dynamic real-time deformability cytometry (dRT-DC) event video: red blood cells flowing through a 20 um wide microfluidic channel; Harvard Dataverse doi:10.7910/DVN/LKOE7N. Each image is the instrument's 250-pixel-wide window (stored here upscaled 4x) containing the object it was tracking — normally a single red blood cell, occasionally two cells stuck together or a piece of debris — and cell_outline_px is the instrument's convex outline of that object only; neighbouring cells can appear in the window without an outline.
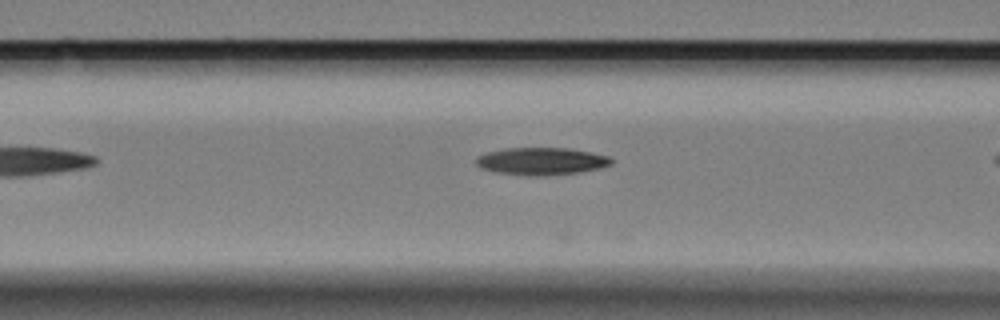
{"species": "Egyptian fruit bat (a non-hibernating species)", "species_latin": "Rousettus aegyptiacus", "temperature_condition": "cold", "stored_images_in_passage": 28, "camera_frame_rate_fps": 3000, "um_per_image_px": 0.085, "animal": {"sex": "female"}, "frame": {"image": 1, "passage_image": 5, "time_ms": 1.333, "image_size_px": [1000, 320], "cell_outline_px": [[612, 164], [600, 168], [580, 172], [548, 176], [532, 176], [496, 172], [480, 168], [476, 164], [476, 156], [488, 152], [504, 148], [568, 148], [608, 156], [612, 160]], "centroid_in_image_um": [45.99, 13.71], "position_along_channel_um": 120.6, "area_um2": 21.62}}
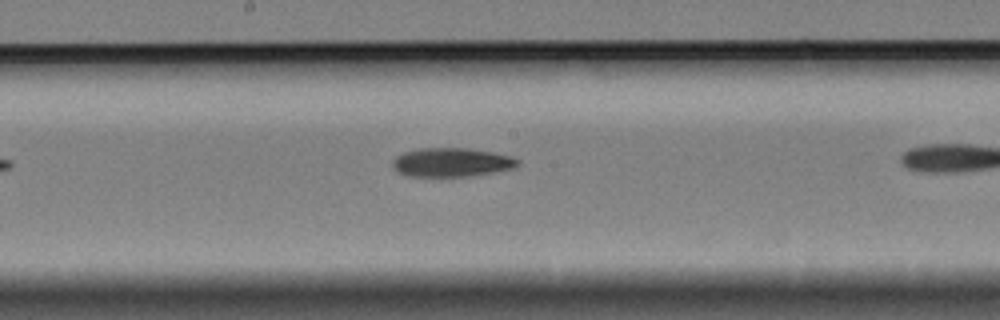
{"frame": {"image": 2, "passage_image": 13, "time_ms": 4.0, "image_size_px": [1000, 320], "cell_outline_px": [[520, 164], [512, 168], [472, 176], [408, 176], [392, 168], [392, 160], [396, 156], [404, 152], [420, 148], [468, 148], [492, 152], [508, 156], [520, 160]], "centroid_in_image_um": [38.35, 13.79], "position_along_channel_um": 209.8, "area_um2": 20.92}}
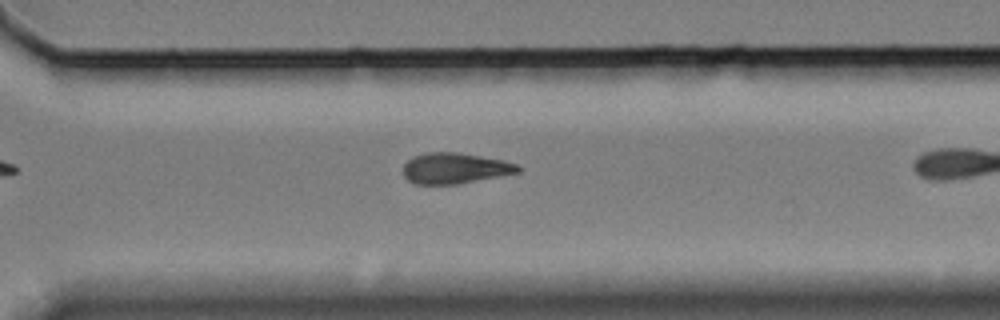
{"frame": {"image": 3, "passage_image": 24, "time_ms": 7.667, "image_size_px": [1000, 320], "cell_outline_px": [[520, 172], [456, 184], [416, 184], [408, 180], [404, 176], [404, 164], [412, 156], [424, 152], [456, 152], [504, 160], [516, 164], [520, 168]], "centroid_in_image_um": [38.63, 14.29], "position_along_channel_um": 332.0, "area_um2": 20.46}}